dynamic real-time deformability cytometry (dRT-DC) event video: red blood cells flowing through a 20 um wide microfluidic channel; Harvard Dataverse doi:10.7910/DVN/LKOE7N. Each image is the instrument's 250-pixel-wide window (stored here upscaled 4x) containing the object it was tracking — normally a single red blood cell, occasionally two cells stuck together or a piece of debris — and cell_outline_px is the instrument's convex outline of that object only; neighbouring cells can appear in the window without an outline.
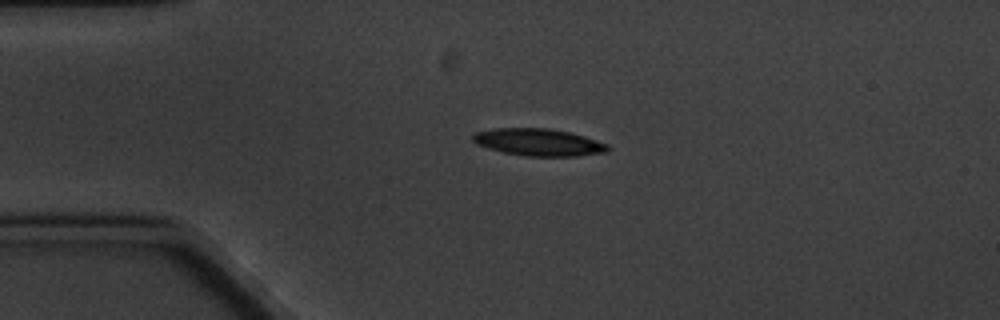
{"species": "common noctule bat (a hibernating species)", "species_latin": "Nyctalus noctula", "temperature_condition": "cold", "stored_images_in_passage": 3, "camera_frame_rate_fps": 3000, "um_per_image_px": 0.085, "animal": {"sex": "male", "body_mass_g": 20.1, "forearm_length_mm": 53.5}, "frame": {"image": 1, "passage_image": 2, "time_ms": 1.333, "image_size_px": [1000, 320], "cell_outline_px": [[612, 148], [608, 152], [576, 156], [528, 156], [504, 152], [488, 148], [476, 144], [472, 140], [472, 136], [476, 132], [492, 128], [548, 128], [572, 132], [608, 144]], "centroid_in_image_um": [45.81, 12.08], "position_along_channel_um": 39.2, "area_um2": 21.5}}